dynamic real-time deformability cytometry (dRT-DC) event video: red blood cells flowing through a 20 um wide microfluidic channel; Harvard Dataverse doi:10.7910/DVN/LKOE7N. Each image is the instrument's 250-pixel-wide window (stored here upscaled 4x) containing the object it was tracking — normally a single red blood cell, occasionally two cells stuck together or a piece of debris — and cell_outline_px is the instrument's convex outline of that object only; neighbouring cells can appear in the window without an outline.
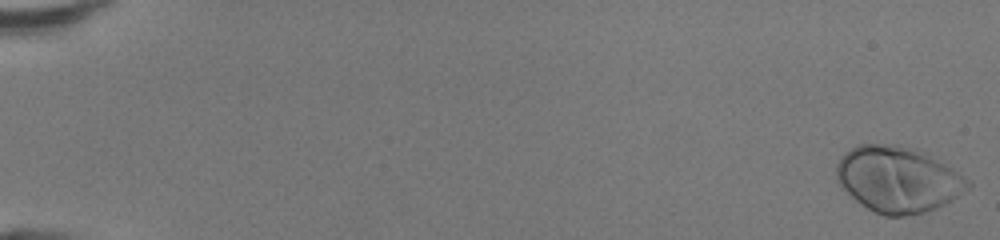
{"species": "human", "species_latin": "Homo sapiens", "temperature_condition": "room temperature", "stored_images_in_passage": 49, "camera_frame_rate_fps": 3000, "um_per_image_px": 0.085, "donor": {"sex": "female"}, "frame": {"image": 1, "passage_image": 1, "time_ms": 0.0, "image_size_px": [1000, 240], "cell_outline_px": [[972, 184], [968, 188], [944, 204], [924, 212], [904, 216], [884, 216], [860, 204], [836, 180], [836, 164], [840, 156], [848, 148], [856, 144], [900, 144], [916, 148], [944, 164], [968, 180]], "centroid_in_image_um": [76.26, 15.22], "position_along_channel_um": 8.7, "area_um2": 50.11}}
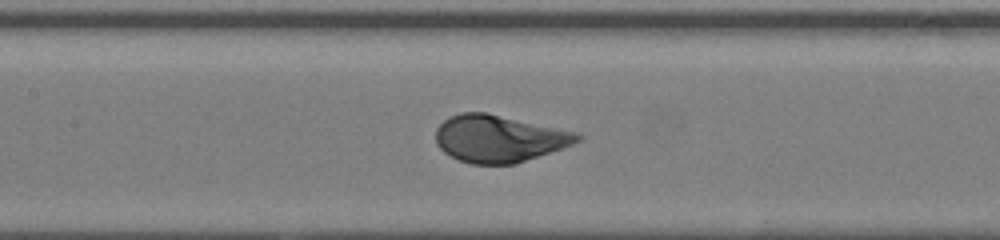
{"frame": {"image": 2, "passage_image": 25, "time_ms": 8.0, "image_size_px": [1000, 240], "cell_outline_px": [[584, 136], [580, 140], [572, 144], [516, 164], [472, 164], [460, 160], [444, 152], [436, 144], [436, 128], [444, 120], [460, 112], [484, 112], [580, 132]], "centroid_in_image_um": [42.43, 11.77], "position_along_channel_um": 165.0, "area_um2": 38.78}}
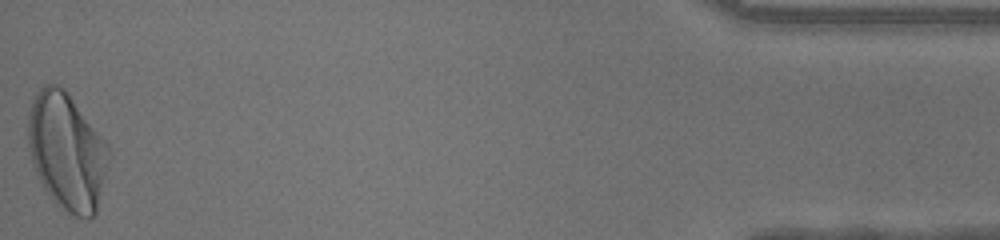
{"frame": {"image": 3, "passage_image": 49, "time_ms": 16.0, "image_size_px": [1000, 240], "cell_outline_px": [[108, 160], [96, 212], [92, 216], [76, 216], [68, 212], [56, 204], [52, 200], [44, 188], [36, 172], [32, 160], [28, 144], [28, 116], [32, 100], [40, 88], [44, 84], [56, 84], [64, 88], [108, 144]], "centroid_in_image_um": [5.65, 12.84], "position_along_channel_um": 429.5, "area_um2": 54.16}, "authors_computed_cell_mechanics": {"area_um2": 42.4252, "velocity_mm_per_s": 4.296, "shape_relaxation_time_tau1_ms": 1.9871, "shape_relaxation_time_tau2_ms": null, "deformation_change_tau1": 0.1517, "deformation_change_tau2": null}}